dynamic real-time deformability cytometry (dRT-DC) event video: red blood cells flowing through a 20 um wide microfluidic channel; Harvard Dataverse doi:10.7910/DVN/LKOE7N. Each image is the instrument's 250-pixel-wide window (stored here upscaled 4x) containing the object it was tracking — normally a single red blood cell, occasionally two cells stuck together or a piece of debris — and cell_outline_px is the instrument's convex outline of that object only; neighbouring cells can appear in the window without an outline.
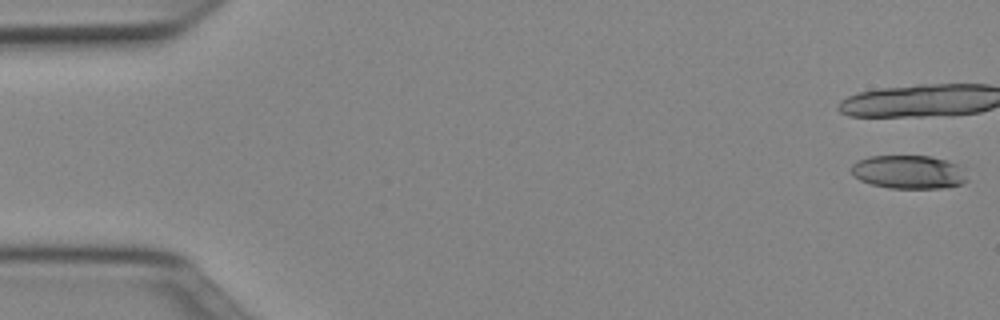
{"species": "Egyptian fruit bat (a non-hibernating species)", "species_latin": "Rousettus aegyptiacus", "temperature_condition": "cold", "stored_images_in_passage": 18, "camera_frame_rate_fps": 3000, "um_per_image_px": 0.085, "animal": {"sex": "female"}, "frame": {"image": 1, "passage_image": 1, "time_ms": 0.0, "image_size_px": [1000, 320], "cell_outline_px": [[968, 180], [964, 184], [944, 188], [888, 188], [872, 184], [860, 180], [852, 172], [852, 164], [856, 160], [868, 156], [932, 156], [948, 160], [956, 164]], "centroid_in_image_um": [77.23, 14.62], "position_along_channel_um": 7.8, "area_um2": 22.6}}